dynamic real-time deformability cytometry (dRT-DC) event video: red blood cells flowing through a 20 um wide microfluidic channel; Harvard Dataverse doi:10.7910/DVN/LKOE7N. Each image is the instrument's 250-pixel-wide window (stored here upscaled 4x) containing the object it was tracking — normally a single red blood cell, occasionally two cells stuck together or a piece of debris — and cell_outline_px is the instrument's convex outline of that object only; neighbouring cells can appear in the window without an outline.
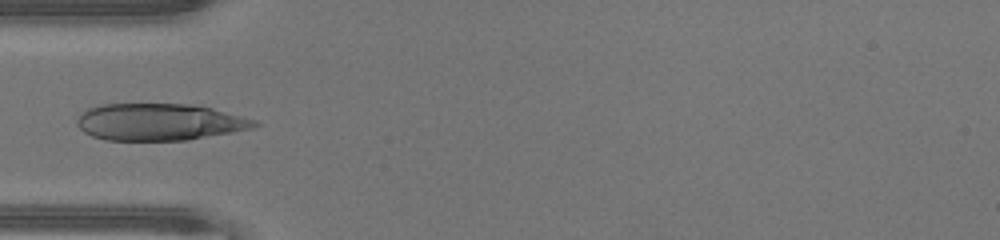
{"species": "human", "species_latin": "Homo sapiens", "temperature_condition": "warm", "stored_images_in_passage": 33, "camera_frame_rate_fps": 3000, "um_per_image_px": 0.085, "donor": {"sex": "male"}, "frame": {"image": 1, "passage_image": 1, "time_ms": 0.0, "image_size_px": [1000, 240], "cell_outline_px": [[232, 128], [216, 132], [176, 140], [116, 140], [96, 136], [88, 132], [88, 112], [96, 108], [116, 104], [172, 104], [208, 108]], "centroid_in_image_um": [13.01, 10.37], "position_along_channel_um": 72.0, "area_um2": 30.92}}
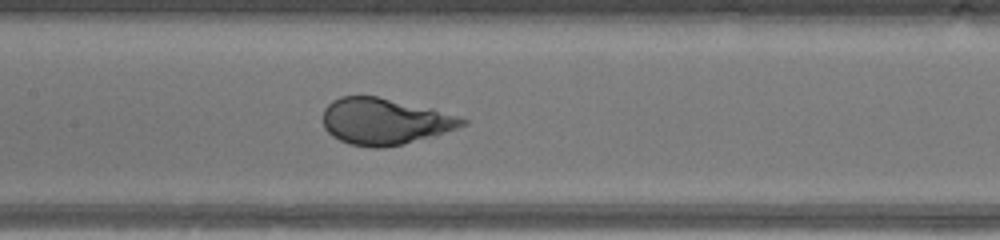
{"frame": {"image": 2, "passage_image": 8, "time_ms": 2.333, "image_size_px": [1000, 240], "cell_outline_px": [[460, 120], [456, 124], [448, 128], [400, 144], [356, 144], [344, 140], [336, 136], [324, 124], [324, 112], [336, 100], [348, 96], [372, 96], [432, 112]], "centroid_in_image_um": [32.43, 10.29], "position_along_channel_um": 175.0, "area_um2": 32.43}}
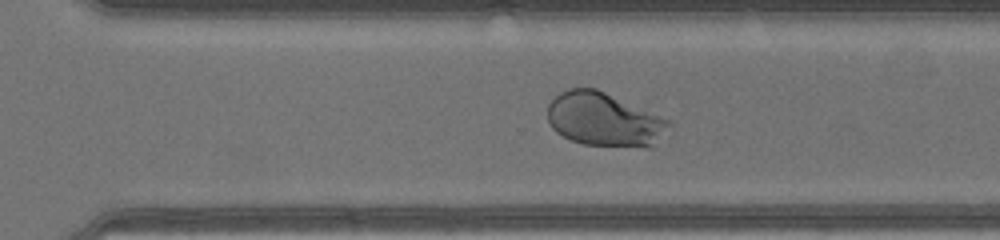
{"frame": {"image": 3, "passage_image": 18, "time_ms": 5.667, "image_size_px": [1000, 240], "cell_outline_px": [[648, 132], [644, 144], [588, 144], [564, 136], [552, 124], [552, 104], [564, 92], [576, 88], [592, 88], [608, 96], [640, 116]], "centroid_in_image_um": [50.71, 10.11], "position_along_channel_um": 319.9, "area_um2": 29.02}}